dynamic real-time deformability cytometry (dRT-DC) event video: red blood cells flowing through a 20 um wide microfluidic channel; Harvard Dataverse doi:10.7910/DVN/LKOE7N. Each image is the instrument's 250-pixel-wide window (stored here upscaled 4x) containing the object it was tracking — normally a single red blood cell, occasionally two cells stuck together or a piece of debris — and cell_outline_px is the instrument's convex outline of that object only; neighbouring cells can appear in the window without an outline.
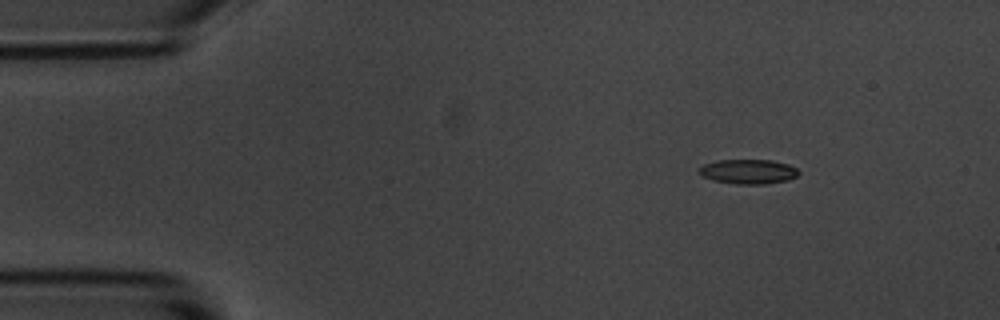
{"species": "common noctule bat (a hibernating species)", "species_latin": "Nyctalus noctula", "temperature_condition": "room temperature", "stored_images_in_passage": 7, "camera_frame_rate_fps": 3000, "um_per_image_px": 0.085, "animal": {"sex": "male", "body_mass_g": 20.1, "forearm_length_mm": 53.5}, "frame": {"image": 1, "passage_image": 1, "time_ms": 0.0, "image_size_px": [1000, 320], "cell_outline_px": [[800, 172], [796, 176], [788, 180], [764, 184], [736, 184], [712, 180], [700, 176], [700, 168], [704, 164], [716, 160], [772, 160], [788, 164], [796, 168]], "centroid_in_image_um": [63.6, 14.58], "position_along_channel_um": 21.4, "area_um2": 14.28}}
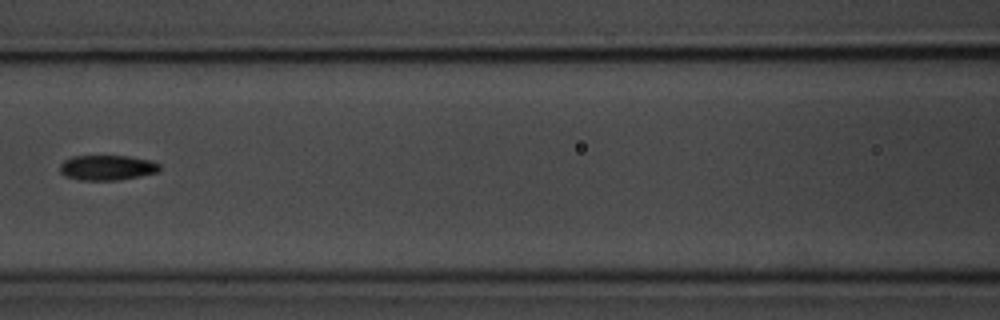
{"frame": {"image": 2, "passage_image": 6, "time_ms": 5.667, "image_size_px": [1000, 320], "cell_outline_px": [[160, 168], [156, 172], [140, 176], [120, 180], [80, 180], [64, 176], [60, 172], [60, 164], [64, 160], [72, 156], [128, 156], [152, 160], [160, 164]], "centroid_in_image_um": [9.09, 14.25], "position_along_channel_um": 157.5, "area_um2": 14.68}}
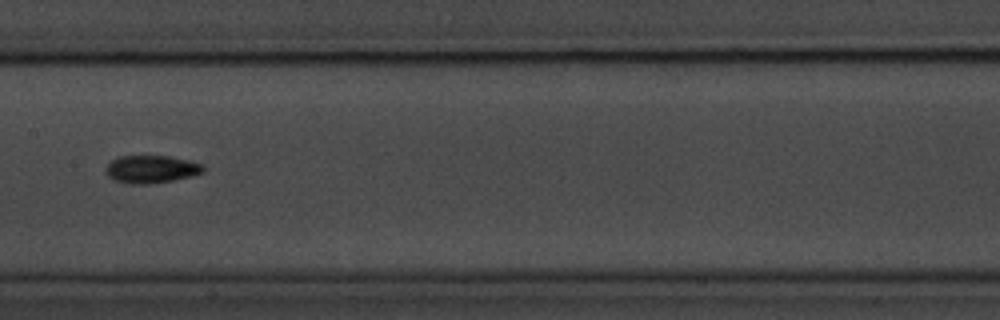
{"frame": {"image": 3, "passage_image": 7, "time_ms": 6.667, "image_size_px": [1000, 320], "cell_outline_px": [[204, 172], [192, 176], [172, 180], [148, 184], [132, 184], [116, 180], [108, 176], [104, 172], [108, 164], [112, 160], [120, 156], [168, 156], [188, 160], [200, 164], [204, 168]], "centroid_in_image_um": [12.84, 14.38], "position_along_channel_um": 194.6, "area_um2": 15.55}}